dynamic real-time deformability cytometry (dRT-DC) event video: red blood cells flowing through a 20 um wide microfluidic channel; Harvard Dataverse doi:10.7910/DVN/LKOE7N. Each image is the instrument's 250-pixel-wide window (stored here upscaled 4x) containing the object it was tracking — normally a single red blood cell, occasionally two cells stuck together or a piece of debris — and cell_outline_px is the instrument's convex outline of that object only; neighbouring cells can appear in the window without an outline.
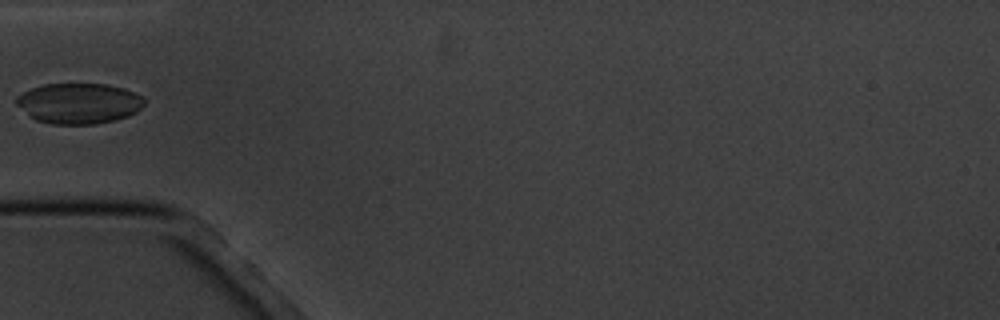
{"species": "common noctule bat (a hibernating species)", "species_latin": "Nyctalus noctula", "temperature_condition": "cold", "stored_images_in_passage": 5, "camera_frame_rate_fps": 3000, "um_per_image_px": 0.085, "animal": {"sex": "male", "body_mass_g": 20.1, "forearm_length_mm": 53.5}, "frame": {"image": 1, "passage_image": 5, "time_ms": 4.333, "image_size_px": [1000, 320], "cell_outline_px": [[144, 104], [136, 112], [128, 116], [112, 120], [92, 124], [52, 124], [36, 120], [28, 116], [16, 104], [16, 96], [32, 88], [44, 84], [108, 84], [124, 88], [144, 96]], "centroid_in_image_um": [6.7, 8.78], "position_along_channel_um": 78.3, "area_um2": 30.23}}